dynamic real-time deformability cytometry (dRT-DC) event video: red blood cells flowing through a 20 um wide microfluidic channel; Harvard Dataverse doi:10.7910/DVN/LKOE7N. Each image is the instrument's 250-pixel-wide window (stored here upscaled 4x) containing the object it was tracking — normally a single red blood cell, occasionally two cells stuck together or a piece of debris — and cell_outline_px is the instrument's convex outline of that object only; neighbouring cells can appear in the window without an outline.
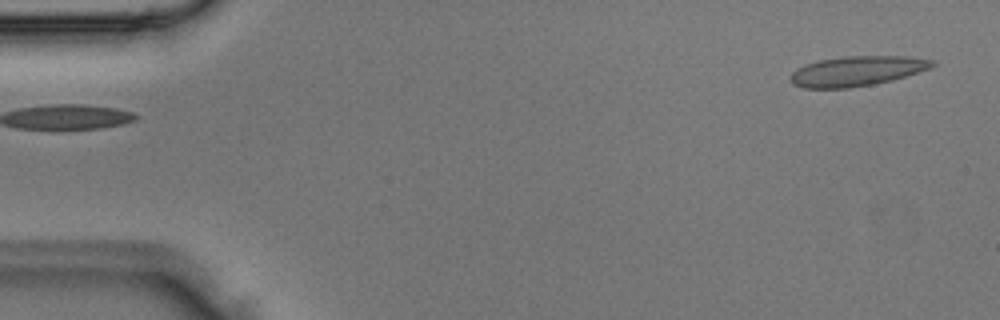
{"species": "Egyptian fruit bat (a non-hibernating species)", "species_latin": "Rousettus aegyptiacus", "temperature_condition": "room temperature", "stored_images_in_passage": 5, "camera_frame_rate_fps": 3000, "um_per_image_px": 0.085, "animal": {"sex": "male"}, "frame": {"image": 1, "passage_image": 1, "time_ms": 0.0, "image_size_px": [1000, 320], "cell_outline_px": [[936, 64], [928, 68], [892, 80], [872, 84], [848, 88], [804, 88], [792, 84], [792, 72], [796, 68], [804, 64], [820, 60], [844, 56], [908, 56], [932, 60]], "centroid_in_image_um": [72.79, 6.03], "position_along_channel_um": 12.2, "area_um2": 24.45}}
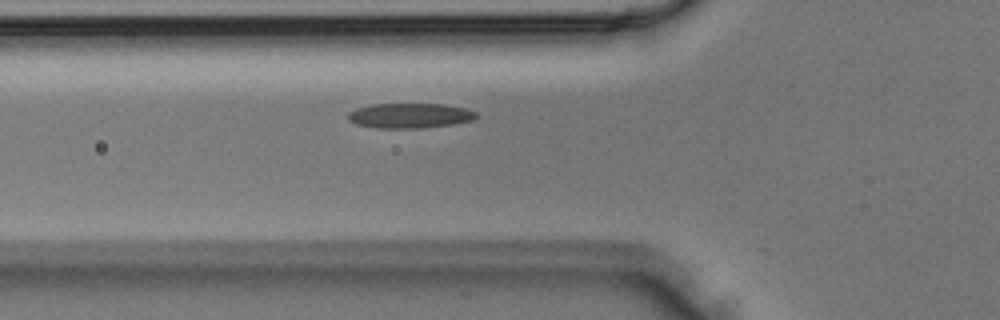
{"frame": {"image": 2, "passage_image": 5, "time_ms": 1.333, "image_size_px": [1000, 320], "cell_outline_px": [[476, 116], [472, 120], [452, 124], [420, 128], [376, 128], [356, 124], [348, 120], [348, 112], [356, 108], [372, 104], [444, 104], [464, 108], [476, 112]], "centroid_in_image_um": [34.78, 9.83], "position_along_channel_um": 91.0, "area_um2": 18.55}}